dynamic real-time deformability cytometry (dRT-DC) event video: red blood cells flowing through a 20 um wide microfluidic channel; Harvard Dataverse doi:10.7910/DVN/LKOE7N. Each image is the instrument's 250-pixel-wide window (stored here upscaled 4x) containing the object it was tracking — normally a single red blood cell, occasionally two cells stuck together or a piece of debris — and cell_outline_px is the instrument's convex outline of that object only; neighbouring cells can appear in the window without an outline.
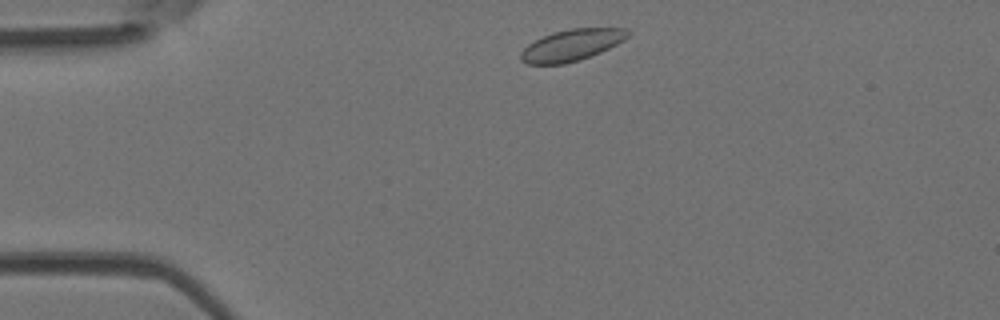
{"species": "Egyptian fruit bat (a non-hibernating species)", "species_latin": "Rousettus aegyptiacus", "temperature_condition": "room temperature", "stored_images_in_passage": 42, "camera_frame_rate_fps": 3000, "um_per_image_px": 0.085, "animal": {"sex": "female"}, "frame": {"image": 1, "passage_image": 2, "time_ms": 0.333, "image_size_px": [1000, 320], "cell_outline_px": [[632, 32], [624, 40], [600, 52], [580, 60], [564, 64], [528, 64], [520, 60], [520, 52], [528, 44], [552, 32], [572, 28], [624, 28]], "centroid_in_image_um": [48.58, 3.83], "position_along_channel_um": 36.4, "area_um2": 19.59}}
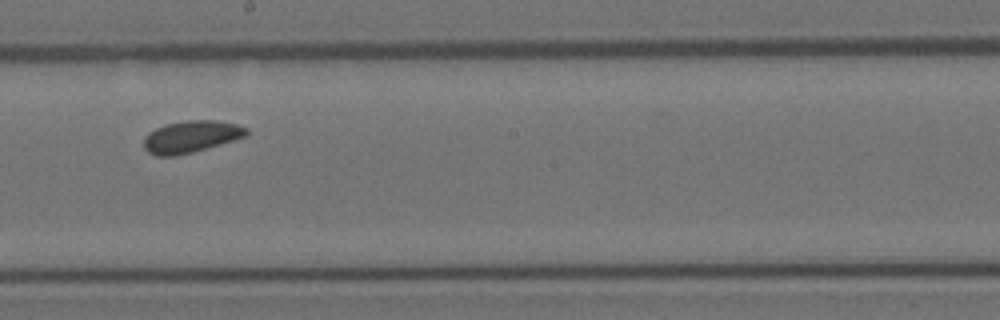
{"frame": {"image": 2, "passage_image": 20, "time_ms": 6.333, "image_size_px": [1000, 320], "cell_outline_px": [[248, 136], [192, 152], [176, 156], [156, 156], [148, 152], [144, 148], [144, 136], [148, 132], [164, 124], [188, 120], [216, 120], [236, 124], [248, 128]], "centroid_in_image_um": [16.23, 11.61], "position_along_channel_um": 232.0, "area_um2": 19.19}}
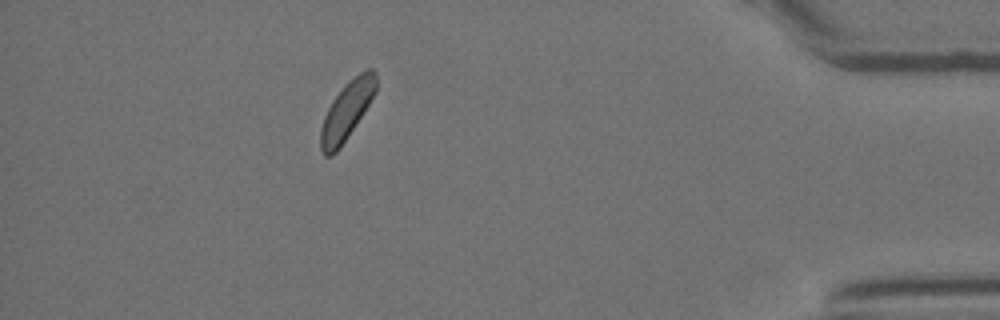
{"frame": {"image": 3, "passage_image": 37, "time_ms": 12.0, "image_size_px": [1000, 320], "cell_outline_px": [[376, 92], [340, 148], [332, 156], [324, 156], [320, 148], [320, 128], [324, 116], [332, 100], [344, 84], [348, 80], [360, 72], [368, 68], [372, 68], [376, 72]], "centroid_in_image_um": [29.45, 9.4], "position_along_channel_um": 405.7, "area_um2": 18.67}, "authors_computed_cell_mechanics": {"area_um2": 18.6694, "velocity_mm_per_s": 3.9222, "shape_relaxation_time_tau1_ms": null, "shape_relaxation_time_tau2_ms": 4.9218, "deformation_change_tau1": null, "deformation_change_tau2": 0.0793}}